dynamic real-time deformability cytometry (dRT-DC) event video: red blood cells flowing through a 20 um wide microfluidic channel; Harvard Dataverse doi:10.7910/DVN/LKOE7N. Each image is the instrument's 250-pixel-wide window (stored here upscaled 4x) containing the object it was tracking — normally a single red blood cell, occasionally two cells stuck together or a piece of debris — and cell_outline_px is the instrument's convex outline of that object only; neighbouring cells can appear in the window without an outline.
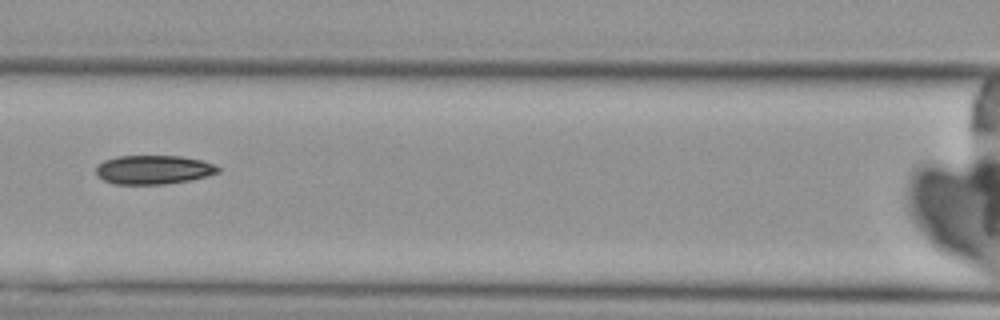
{"species": "Egyptian fruit bat (a non-hibernating species)", "species_latin": "Rousettus aegyptiacus", "temperature_condition": "cold", "stored_images_in_passage": 6, "camera_frame_rate_fps": 3000, "um_per_image_px": 0.085, "animal": {"sex": "female"}, "frame": {"image": 1, "passage_image": 6, "time_ms": 5.667, "image_size_px": [1000, 320], "cell_outline_px": [[220, 172], [208, 176], [188, 180], [164, 184], [112, 184], [96, 176], [96, 164], [104, 160], [116, 156], [180, 156], [200, 160], [216, 164], [220, 168]], "centroid_in_image_um": [13.02, 14.42], "position_along_channel_um": 153.6, "area_um2": 20.75}}